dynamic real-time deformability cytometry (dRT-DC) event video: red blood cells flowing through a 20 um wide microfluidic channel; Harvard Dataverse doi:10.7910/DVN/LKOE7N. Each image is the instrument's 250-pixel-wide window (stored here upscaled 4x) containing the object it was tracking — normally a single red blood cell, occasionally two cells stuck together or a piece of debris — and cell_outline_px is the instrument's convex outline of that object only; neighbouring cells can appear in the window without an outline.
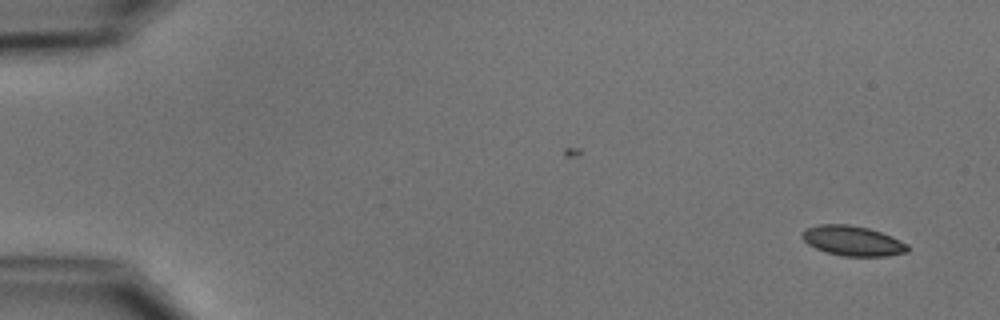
{"species": "common noctule bat (a hibernating species)", "species_latin": "Nyctalus noctula", "temperature_condition": "cold", "stored_images_in_passage": 4, "camera_frame_rate_fps": 3000, "um_per_image_px": 0.085, "animal": {"sex": "male", "body_mass_g": 15.6}, "frame": {"image": 1, "passage_image": 1, "time_ms": 0.0, "image_size_px": [1000, 320], "cell_outline_px": [[908, 252], [884, 256], [844, 256], [828, 252], [816, 248], [808, 244], [800, 236], [800, 232], [804, 228], [820, 224], [848, 224], [868, 228], [892, 236], [908, 244]], "centroid_in_image_um": [72.45, 20.45], "position_along_channel_um": 12.6, "area_um2": 18.44}}